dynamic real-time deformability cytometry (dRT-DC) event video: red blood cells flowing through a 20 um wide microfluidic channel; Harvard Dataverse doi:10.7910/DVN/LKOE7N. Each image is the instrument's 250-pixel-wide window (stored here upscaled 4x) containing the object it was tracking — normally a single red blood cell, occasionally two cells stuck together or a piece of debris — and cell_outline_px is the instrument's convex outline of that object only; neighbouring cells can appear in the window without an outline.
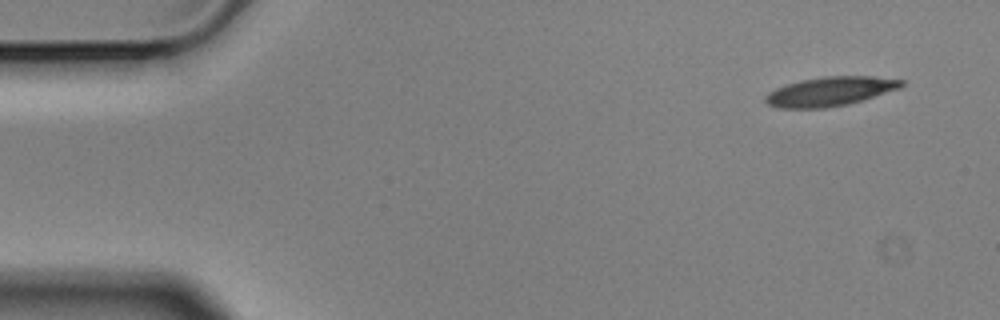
{"species": "Egyptian fruit bat (a non-hibernating species)", "species_latin": "Rousettus aegyptiacus", "temperature_condition": "cold", "stored_images_in_passage": 10, "camera_frame_rate_fps": 3000, "um_per_image_px": 0.085, "animal": {"sex": "male"}, "frame": {"image": 1, "passage_image": 1, "time_ms": 0.0, "image_size_px": [1000, 320], "cell_outline_px": [[904, 84], [900, 88], [848, 104], [824, 108], [776, 108], [768, 104], [764, 100], [764, 96], [768, 92], [776, 88], [800, 80], [824, 76], [872, 76], [904, 80]], "centroid_in_image_um": [70.53, 7.77], "position_along_channel_um": 14.5, "area_um2": 23.06}}
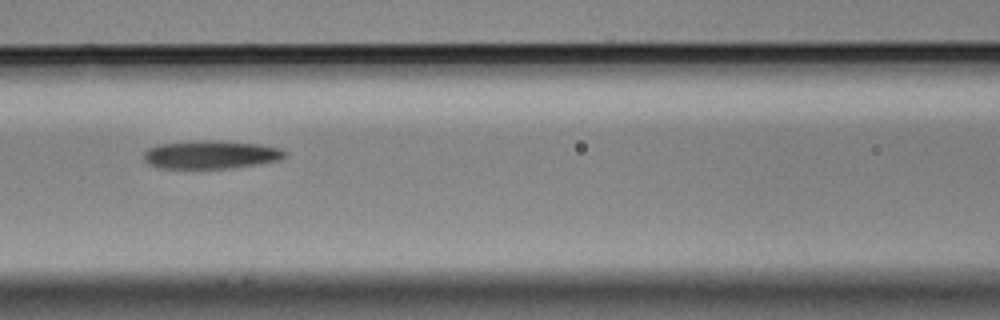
{"frame": {"image": 2, "passage_image": 6, "time_ms": 1.667, "image_size_px": [1000, 320], "cell_outline_px": [[288, 156], [280, 160], [236, 168], [156, 168], [148, 164], [144, 160], [144, 152], [148, 148], [160, 144], [204, 140], [220, 140], [260, 144], [280, 148], [288, 152]], "centroid_in_image_um": [17.97, 13.15], "position_along_channel_um": 148.6, "area_um2": 23.52}}
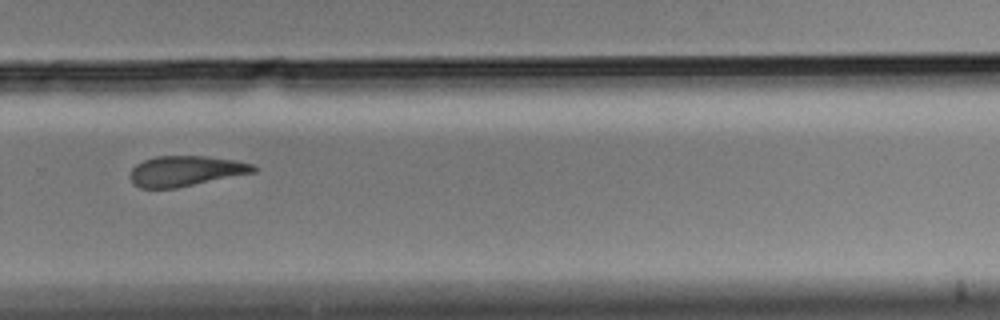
{"frame": {"image": 3, "passage_image": 10, "time_ms": 3.0, "image_size_px": [1000, 320], "cell_outline_px": [[256, 172], [176, 188], [140, 188], [132, 184], [132, 168], [136, 164], [144, 160], [156, 156], [204, 156], [236, 160], [252, 164], [256, 168]], "centroid_in_image_um": [15.79, 14.53], "position_along_channel_um": 314.0, "area_um2": 21.68}}